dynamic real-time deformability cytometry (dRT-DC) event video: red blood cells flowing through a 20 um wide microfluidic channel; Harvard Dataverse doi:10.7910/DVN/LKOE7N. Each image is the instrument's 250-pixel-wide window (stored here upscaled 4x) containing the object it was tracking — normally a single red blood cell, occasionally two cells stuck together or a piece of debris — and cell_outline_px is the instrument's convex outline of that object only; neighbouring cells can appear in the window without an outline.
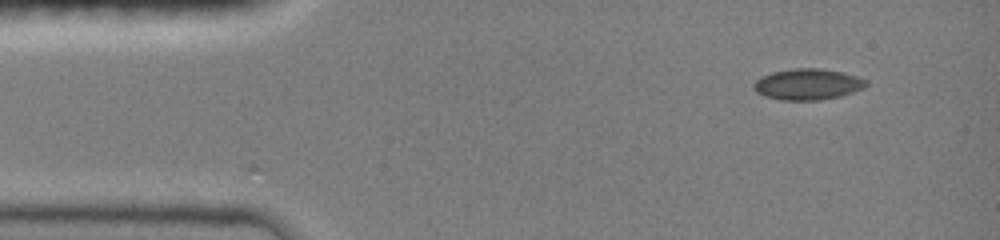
{"species": "common noctule bat (a hibernating species)", "species_latin": "Nyctalus noctula", "temperature_condition": "room temperature", "stored_images_in_passage": 44, "camera_frame_rate_fps": 3000, "um_per_image_px": 0.085, "animal": {"sex": "female", "body_mass_g": 19.0, "forearm_length_mm": 51.5}, "frame": {"image": 1, "passage_image": 1, "time_ms": 0.0, "image_size_px": [1000, 240], "cell_outline_px": [[868, 84], [864, 88], [840, 96], [820, 100], [780, 100], [764, 96], [756, 92], [752, 88], [752, 84], [756, 80], [772, 72], [792, 68], [820, 68], [844, 72], [868, 80]], "centroid_in_image_um": [68.65, 7.16], "position_along_channel_um": 16.3, "area_um2": 20.52}}
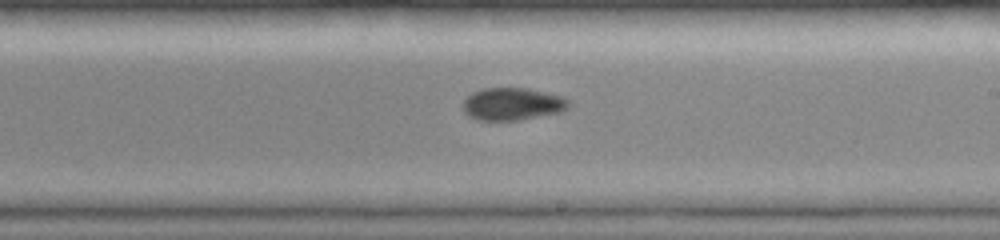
{"frame": {"image": 2, "passage_image": 24, "time_ms": 7.667, "image_size_px": [1000, 240], "cell_outline_px": [[572, 104], [568, 108], [560, 112], [520, 120], [476, 120], [468, 116], [464, 112], [464, 100], [472, 92], [484, 88], [524, 88], [564, 96]], "centroid_in_image_um": [43.57, 8.84], "position_along_channel_um": 245.4, "area_um2": 20.06}}
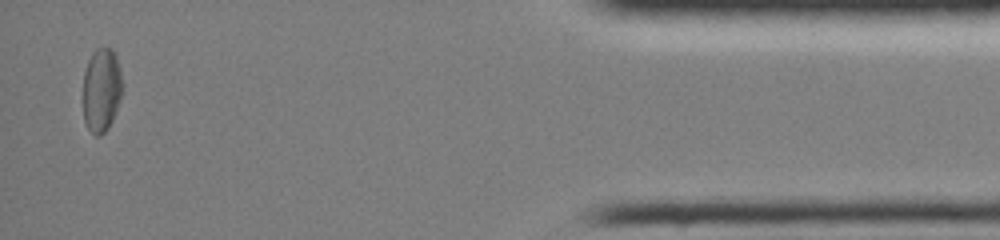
{"frame": {"image": 3, "passage_image": 42, "time_ms": 13.667, "image_size_px": [1000, 240], "cell_outline_px": [[124, 88], [120, 100], [112, 120], [108, 128], [100, 136], [96, 136], [88, 128], [84, 120], [84, 72], [88, 60], [92, 52], [96, 48], [112, 48], [116, 56], [120, 68]], "centroid_in_image_um": [8.65, 7.62], "position_along_channel_um": 426.5, "area_um2": 19.36}, "authors_computed_cell_mechanics": {"area_um2": 19.8543, "velocity_mm_per_s": 4.0495, "shape_relaxation_time_tau1_ms": null, "shape_relaxation_time_tau2_ms": 2.4678, "deformation_change_tau1": null, "deformation_change_tau2": 0.0546}}